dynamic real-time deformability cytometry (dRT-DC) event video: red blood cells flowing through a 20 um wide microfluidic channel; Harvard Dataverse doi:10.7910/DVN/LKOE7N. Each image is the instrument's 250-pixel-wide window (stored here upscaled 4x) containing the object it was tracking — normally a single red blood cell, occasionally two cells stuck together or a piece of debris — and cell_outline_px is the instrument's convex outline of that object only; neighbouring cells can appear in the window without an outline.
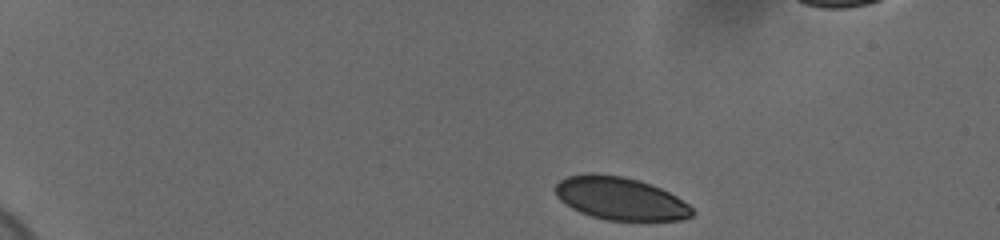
{"species": "human", "species_latin": "Homo sapiens", "temperature_condition": "cold", "stored_images_in_passage": 49, "camera_frame_rate_fps": 3000, "um_per_image_px": 0.085, "donor": {"sex": "female"}, "frame": {"image": 1, "passage_image": 1, "time_ms": 0.0, "image_size_px": [1000, 240], "cell_outline_px": [[696, 212], [692, 216], [680, 220], [608, 220], [592, 216], [580, 212], [572, 208], [560, 200], [556, 196], [552, 188], [560, 180], [568, 176], [588, 172], [592, 172], [624, 176], [640, 180], [660, 188], [676, 196], [688, 204]], "centroid_in_image_um": [52.69, 16.85], "position_along_channel_um": 32.3, "area_um2": 34.39}}
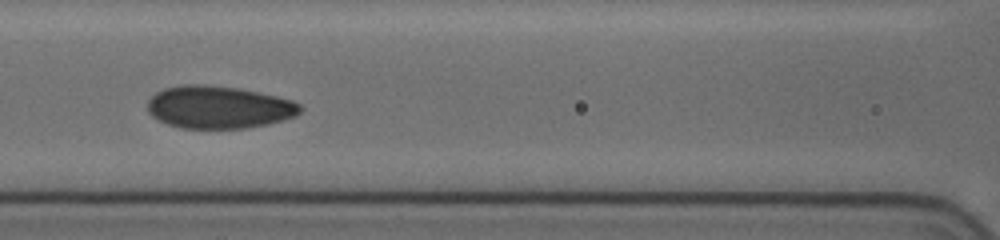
{"frame": {"image": 2, "passage_image": 19, "time_ms": 6.0, "image_size_px": [1000, 240], "cell_outline_px": [[304, 108], [296, 116], [284, 120], [268, 124], [244, 128], [180, 128], [168, 124], [152, 116], [148, 112], [148, 100], [156, 92], [164, 88], [184, 84], [200, 84], [236, 88], [276, 96], [292, 100], [300, 104]], "centroid_in_image_um": [18.6, 9.11], "position_along_channel_um": 148.0, "area_um2": 37.8}}
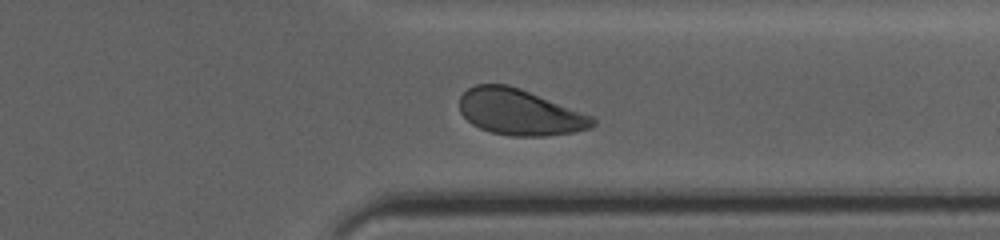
{"frame": {"image": 3, "passage_image": 37, "time_ms": 12.0, "image_size_px": [1000, 240], "cell_outline_px": [[596, 124], [592, 128], [576, 132], [544, 136], [512, 136], [492, 132], [480, 128], [472, 124], [460, 112], [460, 96], [468, 88], [476, 84], [508, 84], [520, 88], [592, 116], [596, 120]], "centroid_in_image_um": [44.18, 9.54], "position_along_channel_um": 367.2, "area_um2": 35.6}, "authors_computed_cell_mechanics": {"area_um2": 35.9516, "velocity_mm_per_s": 3.6599, "shape_relaxation_time_tau1_ms": 2.6474, "shape_relaxation_time_tau2_ms": 1.5849, "deformation_change_tau1": 0.0841, "deformation_change_tau2": 0.0389}}